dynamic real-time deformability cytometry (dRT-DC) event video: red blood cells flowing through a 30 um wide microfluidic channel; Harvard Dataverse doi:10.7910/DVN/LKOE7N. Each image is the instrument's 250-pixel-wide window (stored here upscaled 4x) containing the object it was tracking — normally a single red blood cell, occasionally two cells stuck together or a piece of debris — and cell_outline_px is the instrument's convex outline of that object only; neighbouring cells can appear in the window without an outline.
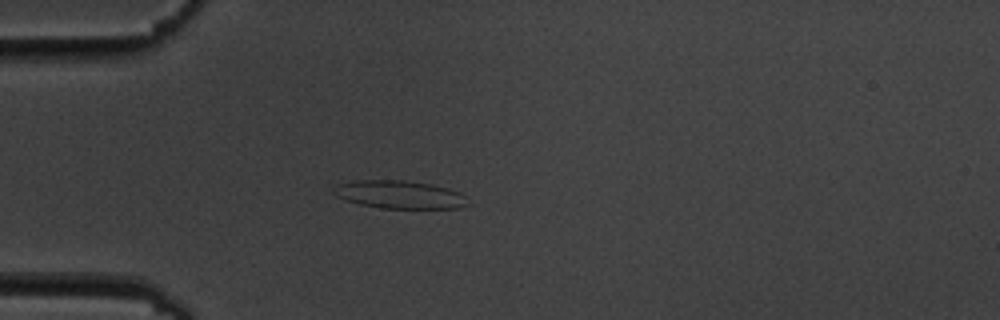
{"species": "common noctule bat (a hibernating species)", "species_latin": "Nyctalus noctula", "temperature_condition": "cold", "stored_images_in_passage": 5, "camera_frame_rate_fps": 3000, "um_per_image_px": 0.085, "animal": {"sex": "male", "body_mass_g": 19.5, "forearm_length_mm": 54.6}, "frame": {"image": 1, "passage_image": 4, "time_ms": 4.667, "image_size_px": [1000, 320], "cell_outline_px": [[472, 204], [460, 208], [380, 208], [360, 204], [344, 200], [336, 196], [332, 192], [332, 188], [336, 184], [352, 180], [404, 180], [432, 184], [448, 188], [460, 192], [468, 196]], "centroid_in_image_um": [33.99, 16.53], "position_along_channel_um": 51.0, "area_um2": 22.43}}